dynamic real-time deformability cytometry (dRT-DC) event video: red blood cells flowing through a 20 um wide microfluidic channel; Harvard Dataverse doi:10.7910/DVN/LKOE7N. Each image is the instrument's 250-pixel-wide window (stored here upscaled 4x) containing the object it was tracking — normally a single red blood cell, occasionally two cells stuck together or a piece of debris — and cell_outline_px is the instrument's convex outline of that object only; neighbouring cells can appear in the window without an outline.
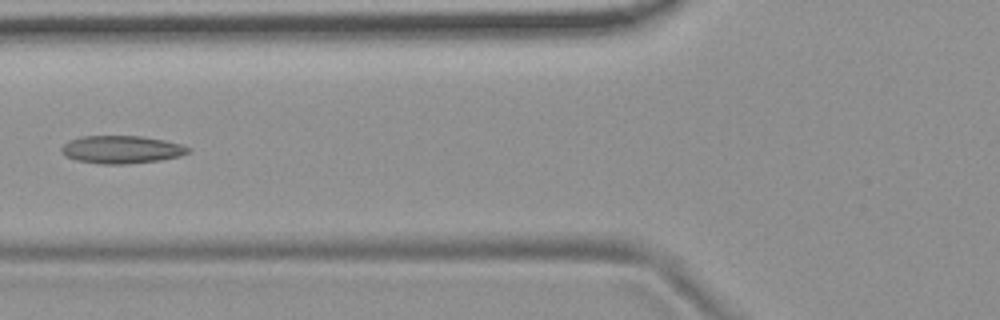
{"species": "common noctule bat (a hibernating species)", "species_latin": "Nyctalus noctula", "temperature_condition": "room temperature", "stored_images_in_passage": 6, "camera_frame_rate_fps": 3000, "um_per_image_px": 0.085, "animal": {"sex": "female", "body_mass_g": 19.9}, "frame": {"image": 1, "passage_image": 3, "time_ms": 0.667, "image_size_px": [1000, 320], "cell_outline_px": [[192, 148], [188, 152], [180, 156], [160, 160], [128, 164], [100, 164], [76, 160], [64, 156], [60, 152], [60, 148], [68, 140], [80, 136], [140, 136], [164, 140], [180, 144]], "centroid_in_image_um": [10.28, 12.71], "position_along_channel_um": 115.5, "area_um2": 20.69}}
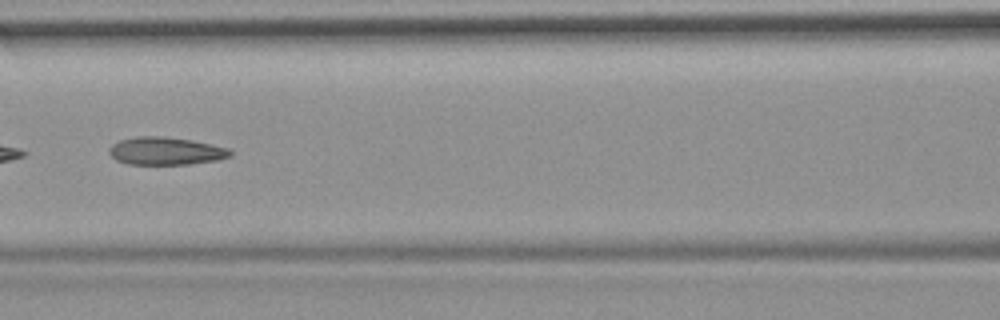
{"frame": {"image": 2, "passage_image": 4, "time_ms": 1.0, "image_size_px": [1000, 320], "cell_outline_px": [[232, 156], [216, 160], [188, 164], [128, 164], [116, 160], [108, 152], [108, 148], [112, 144], [120, 140], [136, 136], [160, 136], [192, 140], [212, 144], [228, 148], [232, 152]], "centroid_in_image_um": [14.07, 12.83], "position_along_channel_um": 152.5, "area_um2": 19.59}}
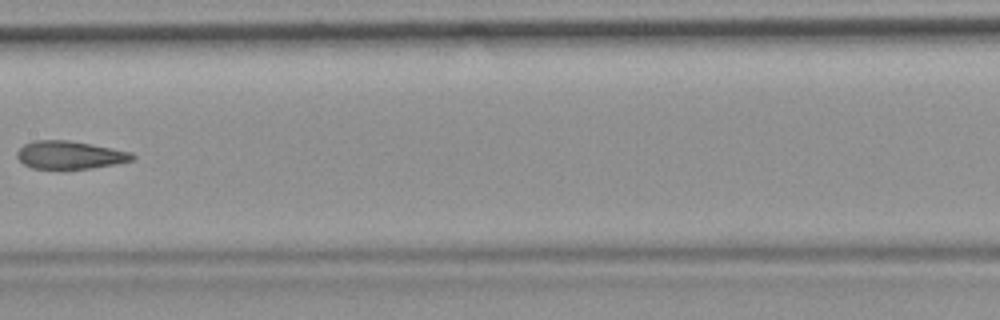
{"frame": {"image": 3, "passage_image": 5, "time_ms": 1.333, "image_size_px": [1000, 320], "cell_outline_px": [[136, 156], [132, 160], [116, 164], [92, 168], [32, 168], [24, 164], [16, 156], [16, 152], [24, 144], [32, 140], [68, 140], [112, 148], [132, 152]], "centroid_in_image_um": [5.93, 13.16], "position_along_channel_um": 201.5, "area_um2": 18.67}}